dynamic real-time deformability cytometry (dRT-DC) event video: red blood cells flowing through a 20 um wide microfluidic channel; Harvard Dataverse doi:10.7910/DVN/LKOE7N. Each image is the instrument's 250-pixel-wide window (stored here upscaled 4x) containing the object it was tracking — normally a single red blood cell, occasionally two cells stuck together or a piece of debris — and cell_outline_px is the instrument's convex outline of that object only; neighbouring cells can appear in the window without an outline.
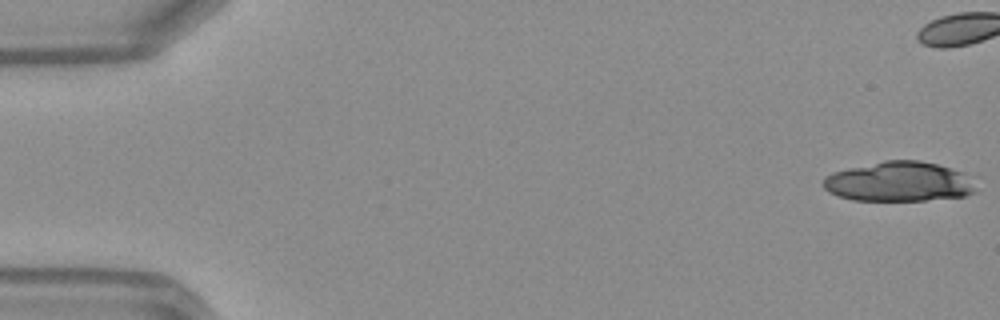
{"species": "Egyptian fruit bat (a non-hibernating species)", "species_latin": "Rousettus aegyptiacus", "temperature_condition": "warm", "stored_images_in_passage": 18, "camera_frame_rate_fps": 3000, "um_per_image_px": 0.085, "frame": {"image": 1, "passage_image": 1, "time_ms": 0.0, "image_size_px": [1000, 320], "cell_outline_px": [[976, 192], [964, 196], [924, 200], [852, 200], [836, 196], [828, 192], [824, 188], [824, 176], [832, 172], [848, 168], [884, 160], [920, 160], [936, 164], [964, 172]], "centroid_in_image_um": [76.34, 15.44], "position_along_channel_um": 8.7, "area_um2": 35.2}}